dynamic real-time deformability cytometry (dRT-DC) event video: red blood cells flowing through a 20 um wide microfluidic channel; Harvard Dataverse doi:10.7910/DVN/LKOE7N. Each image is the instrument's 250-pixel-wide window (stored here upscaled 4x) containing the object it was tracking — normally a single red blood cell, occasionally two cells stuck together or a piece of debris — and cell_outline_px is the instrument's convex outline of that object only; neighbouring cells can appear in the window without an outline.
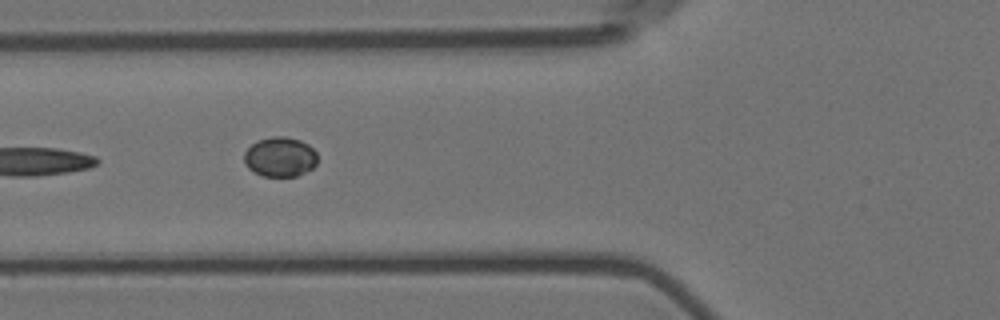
{"species": "Egyptian fruit bat (a non-hibernating species)", "species_latin": "Rousettus aegyptiacus", "temperature_condition": "room temperature", "stored_images_in_passage": 15, "camera_frame_rate_fps": 3000, "um_per_image_px": 0.085, "animal": {"sex": "female"}, "frame": {"image": 1, "passage_image": 6, "time_ms": 1.667, "image_size_px": [1000, 320], "cell_outline_px": [[316, 164], [312, 168], [296, 176], [264, 176], [252, 172], [244, 164], [244, 152], [252, 144], [260, 140], [272, 136], [284, 136], [300, 140], [308, 144], [316, 152]], "centroid_in_image_um": [23.78, 13.34], "position_along_channel_um": 102.0, "area_um2": 16.94}}
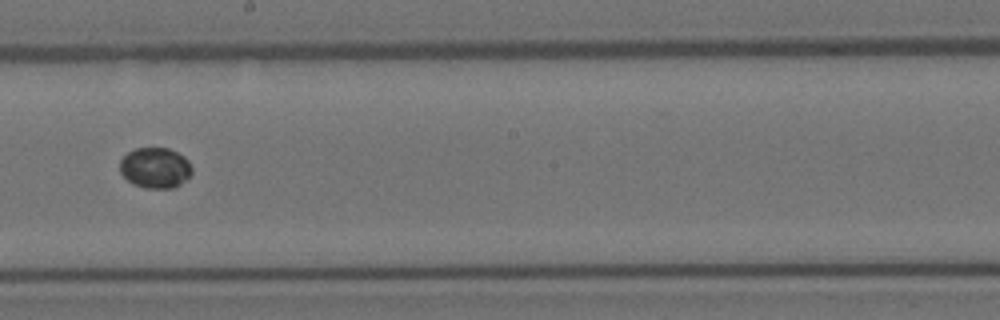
{"frame": {"image": 2, "passage_image": 9, "time_ms": 2.667, "image_size_px": [1000, 320], "cell_outline_px": [[192, 172], [180, 184], [172, 188], [144, 188], [132, 184], [120, 172], [120, 160], [128, 152], [136, 148], [168, 148], [184, 156], [188, 160], [192, 168]], "centroid_in_image_um": [13.18, 14.26], "position_along_channel_um": 235.0, "area_um2": 16.99}}
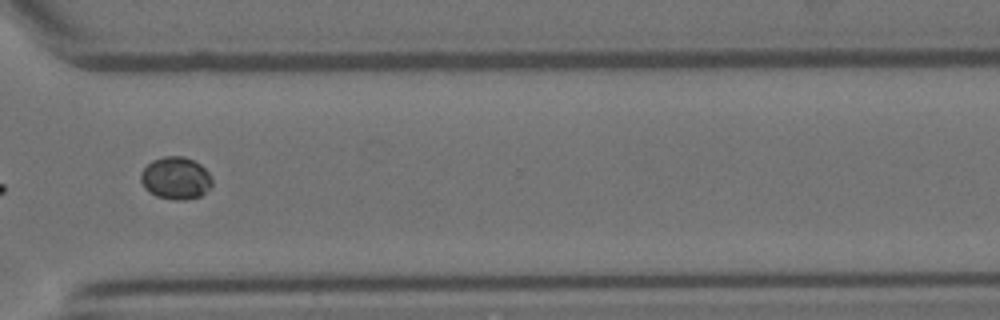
{"frame": {"image": 3, "passage_image": 12, "time_ms": 3.667, "image_size_px": [1000, 320], "cell_outline_px": [[212, 184], [200, 196], [184, 200], [172, 200], [156, 196], [144, 188], [140, 180], [140, 172], [152, 160], [164, 156], [184, 156], [200, 164], [212, 176]], "centroid_in_image_um": [14.92, 15.14], "position_along_channel_um": 355.7, "area_um2": 17.69}}